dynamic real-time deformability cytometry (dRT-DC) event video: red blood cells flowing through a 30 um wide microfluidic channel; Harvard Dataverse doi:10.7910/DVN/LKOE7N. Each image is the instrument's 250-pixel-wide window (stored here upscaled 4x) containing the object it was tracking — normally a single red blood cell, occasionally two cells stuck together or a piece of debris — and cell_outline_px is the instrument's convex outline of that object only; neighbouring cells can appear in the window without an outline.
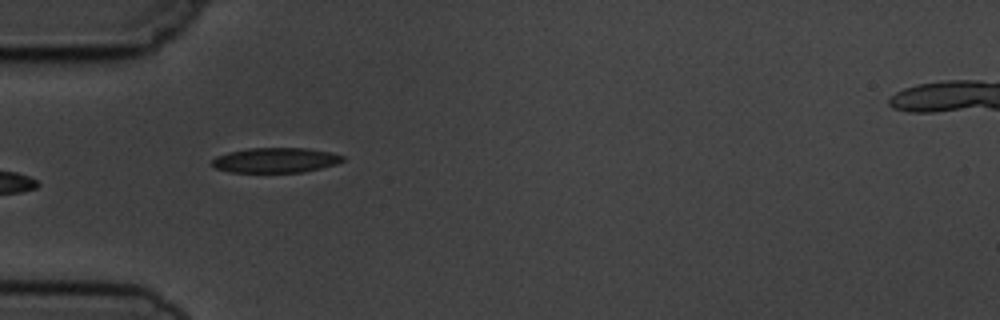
{"species": "common noctule bat (a hibernating species)", "species_latin": "Nyctalus noctula", "temperature_condition": "cold", "stored_images_in_passage": 6, "camera_frame_rate_fps": 3000, "um_per_image_px": 0.085, "animal": {"sex": "male", "body_mass_g": 19.5, "forearm_length_mm": 54.6}, "frame": {"image": 1, "passage_image": 6, "time_ms": 5.667, "image_size_px": [1000, 320], "cell_outline_px": [[344, 160], [336, 164], [304, 172], [228, 172], [216, 168], [212, 164], [212, 160], [216, 156], [228, 152], [248, 148], [308, 148], [332, 152], [344, 156]], "centroid_in_image_um": [23.43, 13.61], "position_along_channel_um": 61.6, "area_um2": 19.07}}